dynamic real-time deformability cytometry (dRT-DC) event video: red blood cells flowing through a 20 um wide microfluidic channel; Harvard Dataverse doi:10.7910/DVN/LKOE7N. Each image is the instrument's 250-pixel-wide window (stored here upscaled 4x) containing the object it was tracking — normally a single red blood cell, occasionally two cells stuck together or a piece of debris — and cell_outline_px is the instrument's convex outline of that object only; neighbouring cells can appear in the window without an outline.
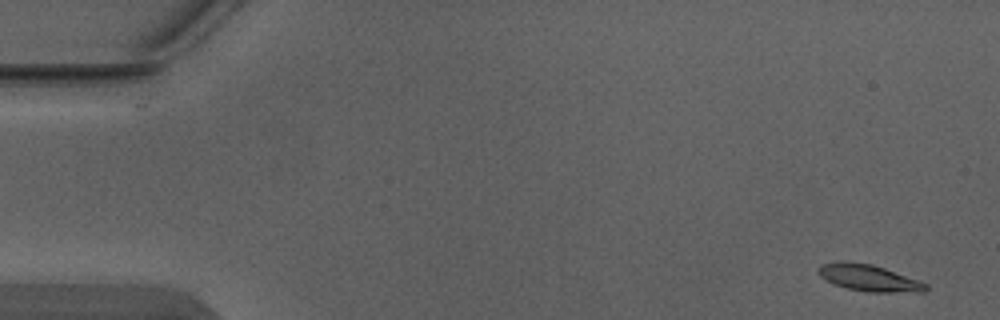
{"species": "Egyptian fruit bat (a non-hibernating species)", "species_latin": "Rousettus aegyptiacus", "temperature_condition": "warm", "stored_images_in_passage": 4, "camera_frame_rate_fps": 3000, "um_per_image_px": 0.085, "animal": {"sex": "male"}, "frame": {"image": 1, "passage_image": 1, "time_ms": 0.0, "image_size_px": [1000, 320], "cell_outline_px": [[928, 288], [924, 292], [868, 292], [848, 288], [836, 284], [820, 276], [816, 268], [820, 264], [844, 260], [872, 264], [920, 280], [928, 284]], "centroid_in_image_um": [73.87, 23.61], "position_along_channel_um": 11.1, "area_um2": 16.7}}